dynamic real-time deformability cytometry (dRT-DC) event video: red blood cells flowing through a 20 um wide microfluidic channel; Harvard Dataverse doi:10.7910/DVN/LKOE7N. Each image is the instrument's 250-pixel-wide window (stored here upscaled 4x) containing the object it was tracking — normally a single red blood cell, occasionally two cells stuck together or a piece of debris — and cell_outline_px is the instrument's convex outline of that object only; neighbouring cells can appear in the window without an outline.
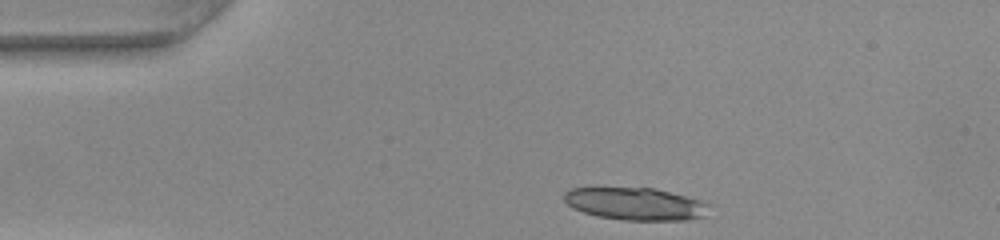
{"species": "common noctule bat (a hibernating species)", "species_latin": "Nyctalus noctula", "temperature_condition": "warm", "stored_images_in_passage": 32, "camera_frame_rate_fps": 3000, "um_per_image_px": 0.085, "animal": {"sex": "female", "body_mass_g": 22.0, "forearm_length_mm": 56.7}, "frame": {"image": 1, "passage_image": 1, "time_ms": 0.0, "image_size_px": [1000, 240], "cell_outline_px": [[712, 204], [708, 216], [688, 220], [624, 220], [596, 216], [572, 208], [564, 200], [564, 192], [568, 188], [656, 188], [704, 200]], "centroid_in_image_um": [54.11, 17.33], "position_along_channel_um": 30.9, "area_um2": 27.98}}